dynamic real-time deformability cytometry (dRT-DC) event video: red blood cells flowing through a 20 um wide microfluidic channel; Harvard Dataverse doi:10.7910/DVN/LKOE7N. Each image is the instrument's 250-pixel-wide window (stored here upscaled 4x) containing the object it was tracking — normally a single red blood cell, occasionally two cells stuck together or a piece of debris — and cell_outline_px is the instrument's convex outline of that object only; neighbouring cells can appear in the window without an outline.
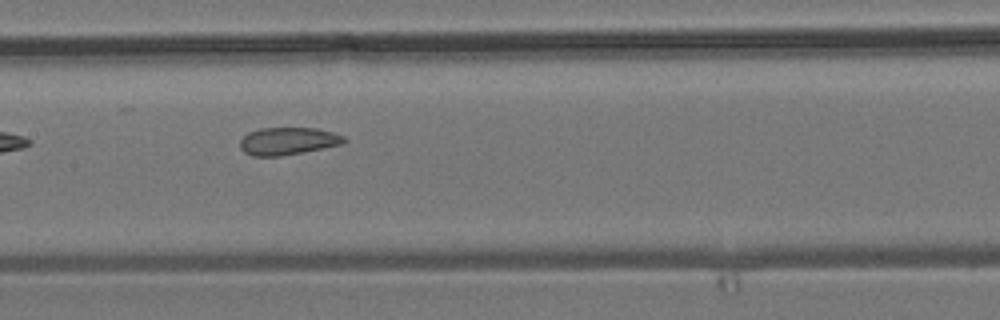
{"species": "common noctule bat (a hibernating species)", "species_latin": "Nyctalus noctula", "temperature_condition": "room temperature", "stored_images_in_passage": 6, "camera_frame_rate_fps": 3000, "um_per_image_px": 0.085, "animal": {"sex": "male", "body_mass_g": 19.2, "forearm_length_mm": 51.8}, "frame": {"image": 1, "passage_image": 6, "time_ms": 6.0, "image_size_px": [1000, 320], "cell_outline_px": [[348, 140], [340, 144], [280, 156], [252, 156], [244, 152], [240, 148], [240, 140], [248, 132], [260, 128], [316, 128], [332, 132], [344, 136]], "centroid_in_image_um": [24.43, 11.98], "position_along_channel_um": 183.0, "area_um2": 16.47}}